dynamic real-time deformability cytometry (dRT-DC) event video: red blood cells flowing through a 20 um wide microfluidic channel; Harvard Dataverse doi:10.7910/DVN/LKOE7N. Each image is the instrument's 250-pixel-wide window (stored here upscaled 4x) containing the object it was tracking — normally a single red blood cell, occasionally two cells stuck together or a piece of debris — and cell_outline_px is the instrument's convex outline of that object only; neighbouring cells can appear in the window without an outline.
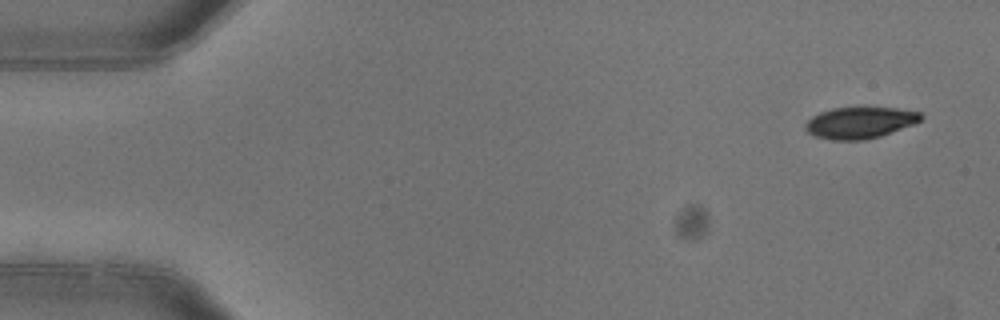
{"species": "common noctule bat (a hibernating species)", "species_latin": "Nyctalus noctula", "temperature_condition": "warm", "stored_images_in_passage": 5, "camera_frame_rate_fps": 3000, "um_per_image_px": 0.085, "animal": {"sex": "female"}, "frame": {"image": 1, "passage_image": 1, "time_ms": 0.0, "image_size_px": [1000, 320], "cell_outline_px": [[924, 116], [920, 120], [912, 124], [880, 136], [860, 140], [832, 140], [816, 136], [808, 132], [804, 128], [804, 124], [812, 116], [820, 112], [832, 108], [896, 108], [920, 112]], "centroid_in_image_um": [73.06, 10.42], "position_along_channel_um": 11.9, "area_um2": 20.87}}
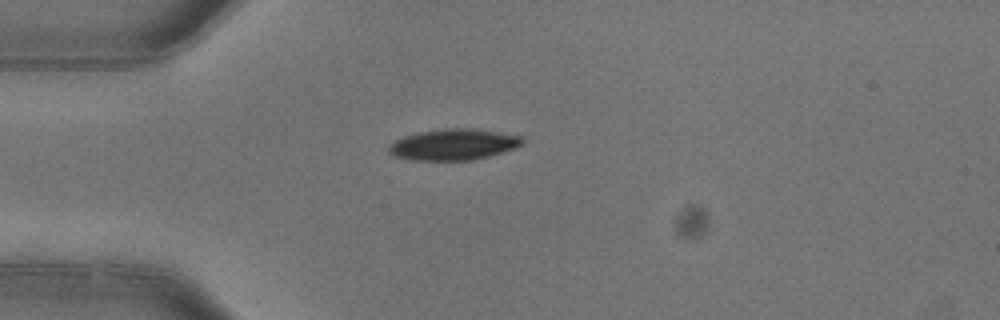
{"frame": {"image": 2, "passage_image": 4, "time_ms": 1.0, "image_size_px": [1000, 320], "cell_outline_px": [[524, 144], [516, 148], [488, 156], [472, 160], [412, 160], [392, 156], [388, 152], [388, 144], [404, 136], [420, 132], [444, 128], [476, 128], [524, 136]], "centroid_in_image_um": [38.57, 12.28], "position_along_channel_um": 46.4, "area_um2": 24.51}}